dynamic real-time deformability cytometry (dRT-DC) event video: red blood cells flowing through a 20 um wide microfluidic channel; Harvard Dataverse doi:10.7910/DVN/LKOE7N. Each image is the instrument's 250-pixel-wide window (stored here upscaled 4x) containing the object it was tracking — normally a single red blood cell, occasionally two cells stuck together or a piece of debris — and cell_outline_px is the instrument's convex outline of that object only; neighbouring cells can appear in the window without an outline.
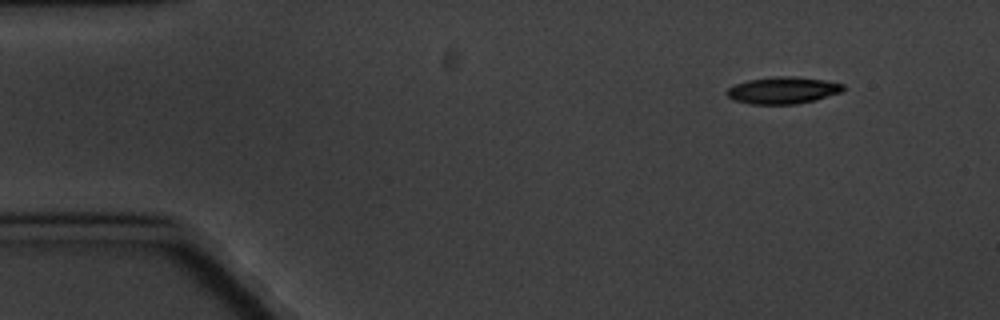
{"species": "common noctule bat (a hibernating species)", "species_latin": "Nyctalus noctula", "temperature_condition": "cold", "stored_images_in_passage": 9, "camera_frame_rate_fps": 3000, "um_per_image_px": 0.085, "animal": {"sex": "male", "body_mass_g": 20.1, "forearm_length_mm": 53.5}, "frame": {"image": 1, "passage_image": 1, "time_ms": 0.0, "image_size_px": [1000, 320], "cell_outline_px": [[844, 88], [840, 92], [812, 100], [796, 104], [748, 104], [732, 100], [724, 92], [728, 88], [736, 84], [748, 80], [776, 76], [796, 76], [824, 80], [844, 84]], "centroid_in_image_um": [66.48, 7.67], "position_along_channel_um": 18.5, "area_um2": 18.15}}
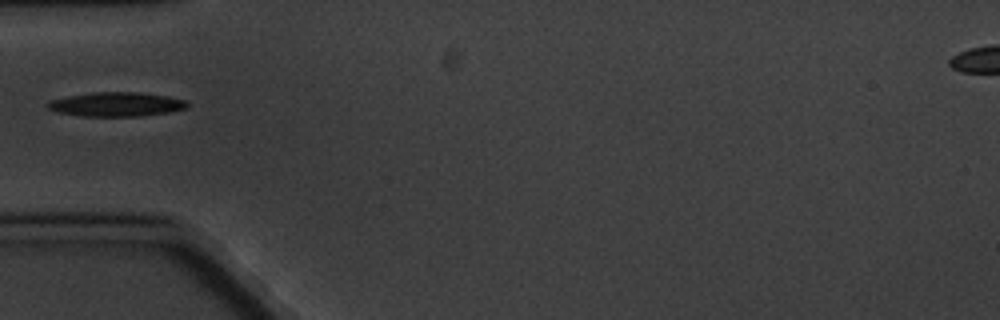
{"frame": {"image": 2, "passage_image": 4, "time_ms": 4.333, "image_size_px": [1000, 320], "cell_outline_px": [[188, 104], [184, 108], [168, 112], [140, 116], [80, 116], [56, 112], [44, 108], [44, 104], [48, 100], [68, 96], [92, 92], [140, 92], [168, 96], [184, 100]], "centroid_in_image_um": [9.77, 8.86], "position_along_channel_um": 75.2, "area_um2": 19.83}}